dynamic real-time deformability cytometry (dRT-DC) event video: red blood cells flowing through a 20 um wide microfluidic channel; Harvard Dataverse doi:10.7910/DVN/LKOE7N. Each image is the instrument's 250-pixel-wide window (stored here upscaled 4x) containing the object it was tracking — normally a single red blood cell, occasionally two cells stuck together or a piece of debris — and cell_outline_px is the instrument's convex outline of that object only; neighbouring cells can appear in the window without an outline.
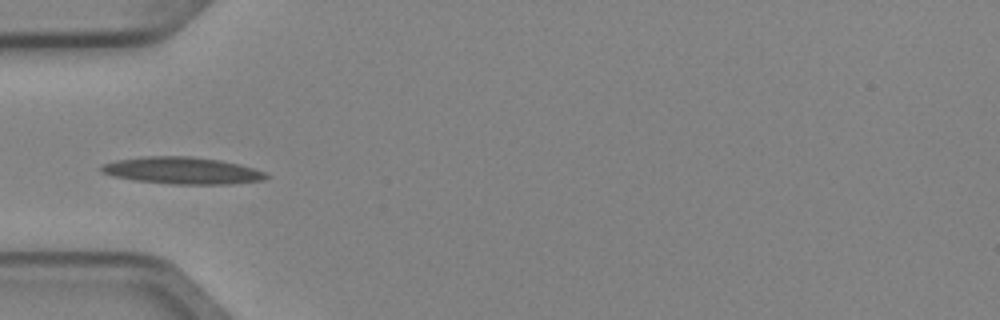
{"species": "Egyptian fruit bat (a non-hibernating species)", "species_latin": "Rousettus aegyptiacus", "temperature_condition": "cold", "stored_images_in_passage": 5, "camera_frame_rate_fps": 3000, "um_per_image_px": 0.085, "animal": {"sex": "female"}, "frame": {"image": 1, "passage_image": 4, "time_ms": 1.0, "image_size_px": [1000, 320], "cell_outline_px": [[268, 176], [264, 180], [228, 184], [172, 184], [136, 180], [112, 176], [100, 172], [100, 164], [116, 160], [144, 156], [192, 156], [220, 160], [252, 168], [264, 172]], "centroid_in_image_um": [15.42, 14.49], "position_along_channel_um": 69.6, "area_um2": 25.78}}
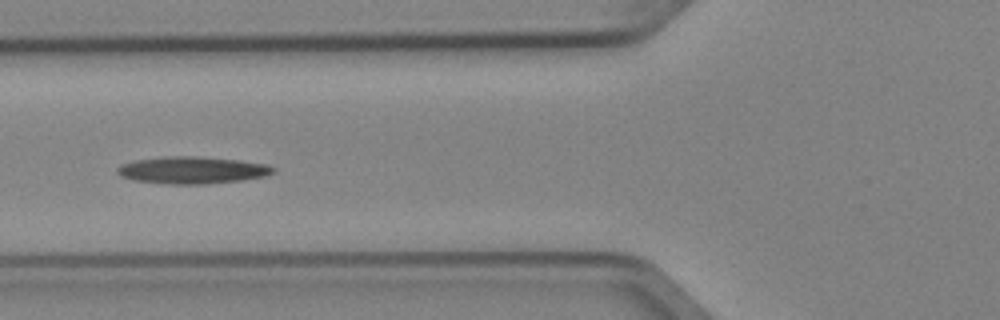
{"frame": {"image": 2, "passage_image": 5, "time_ms": 1.333, "image_size_px": [1000, 320], "cell_outline_px": [[276, 172], [264, 176], [240, 180], [204, 184], [172, 184], [132, 180], [120, 176], [116, 172], [116, 168], [120, 164], [136, 160], [164, 156], [196, 156], [240, 160], [268, 164], [276, 168]], "centroid_in_image_um": [16.33, 14.45], "position_along_channel_um": 109.5, "area_um2": 24.74}}